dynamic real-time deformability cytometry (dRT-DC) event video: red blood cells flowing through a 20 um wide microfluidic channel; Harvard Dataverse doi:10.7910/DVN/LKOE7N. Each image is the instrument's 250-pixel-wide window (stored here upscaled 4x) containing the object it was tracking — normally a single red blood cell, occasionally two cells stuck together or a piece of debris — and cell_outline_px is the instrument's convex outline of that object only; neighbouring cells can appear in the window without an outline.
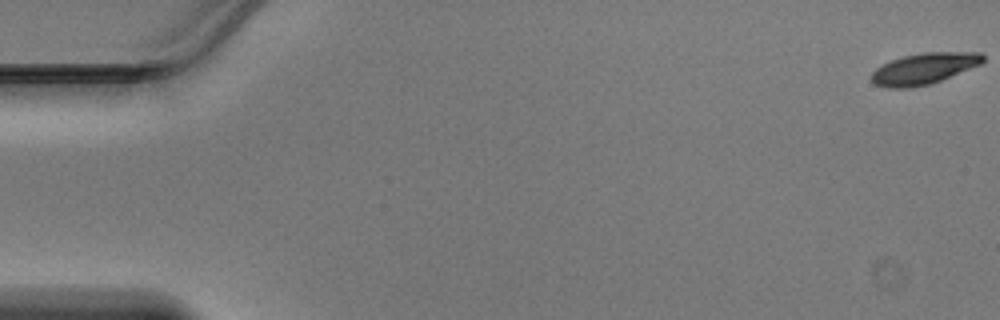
{"species": "Egyptian fruit bat (a non-hibernating species)", "species_latin": "Rousettus aegyptiacus", "temperature_condition": "warm", "stored_images_in_passage": 48, "camera_frame_rate_fps": 3000, "um_per_image_px": 0.085, "animal": {"sex": "male"}, "frame": {"image": 1, "passage_image": 1, "time_ms": 0.0, "image_size_px": [1000, 320], "cell_outline_px": [[984, 60], [980, 64], [940, 80], [928, 84], [912, 88], [888, 88], [876, 84], [872, 80], [872, 72], [876, 68], [892, 60], [904, 56], [924, 52], [980, 52], [984, 56]], "centroid_in_image_um": [78.54, 5.82], "position_along_channel_um": 6.5, "area_um2": 19.88}}
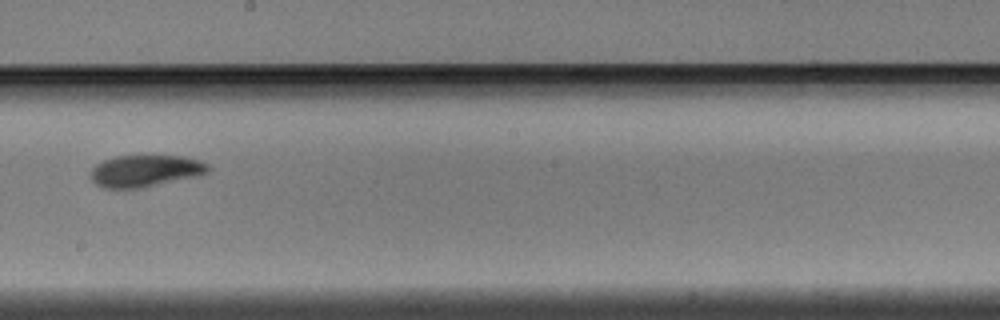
{"frame": {"image": 2, "passage_image": 28, "time_ms": 9.0, "image_size_px": [1000, 320], "cell_outline_px": [[212, 168], [208, 172], [200, 176], [144, 188], [104, 188], [96, 184], [88, 176], [92, 168], [96, 164], [104, 160], [116, 156], [180, 156], [200, 160], [208, 164]], "centroid_in_image_um": [12.37, 14.54], "position_along_channel_um": 235.8, "area_um2": 22.14}}
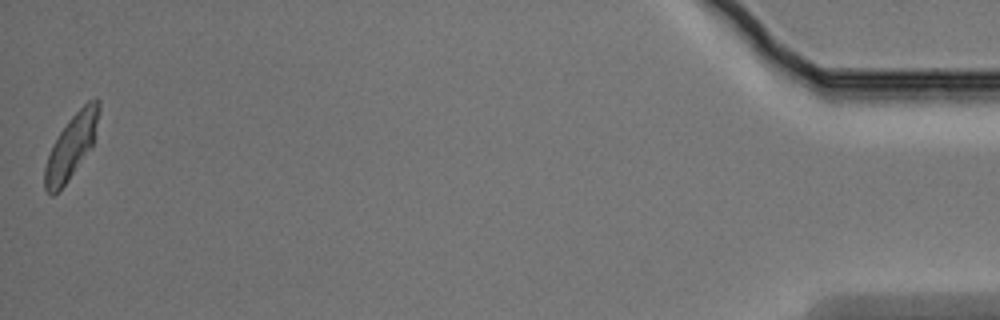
{"frame": {"image": 3, "passage_image": 48, "time_ms": 15.667, "image_size_px": [1000, 320], "cell_outline_px": [[100, 108], [92, 148], [68, 180], [52, 196], [44, 188], [44, 168], [52, 144], [68, 120], [88, 100], [96, 96], [100, 100]], "centroid_in_image_um": [6.08, 12.41], "position_along_channel_um": 429.1, "area_um2": 20.0}}